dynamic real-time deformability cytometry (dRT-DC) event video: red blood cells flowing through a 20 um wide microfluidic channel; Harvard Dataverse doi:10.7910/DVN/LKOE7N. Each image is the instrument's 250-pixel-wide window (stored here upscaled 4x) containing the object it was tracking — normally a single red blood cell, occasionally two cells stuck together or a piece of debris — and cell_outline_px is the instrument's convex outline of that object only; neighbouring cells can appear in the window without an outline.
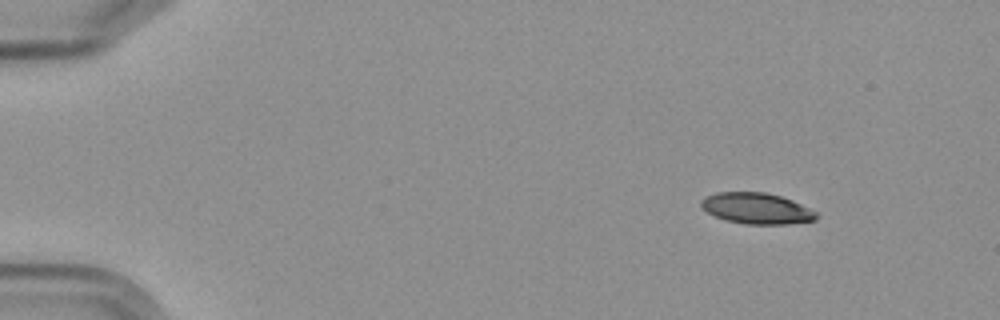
{"species": "Egyptian fruit bat (a non-hibernating species)", "species_latin": "Rousettus aegyptiacus", "temperature_condition": "cold", "stored_images_in_passage": 4, "camera_frame_rate_fps": 3000, "um_per_image_px": 0.085, "frame": {"image": 1, "passage_image": 1, "time_ms": 0.0, "image_size_px": [1000, 320], "cell_outline_px": [[816, 220], [788, 224], [748, 224], [724, 220], [708, 212], [700, 204], [700, 200], [704, 196], [716, 192], [764, 192], [780, 196], [792, 200], [816, 212]], "centroid_in_image_um": [64.28, 17.71], "position_along_channel_um": 20.7, "area_um2": 20.69}}
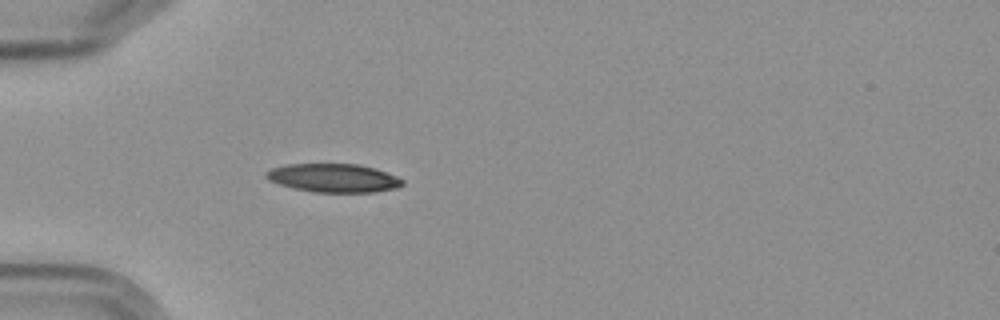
{"frame": {"image": 2, "passage_image": 4, "time_ms": 3.667, "image_size_px": [1000, 320], "cell_outline_px": [[404, 184], [396, 188], [376, 192], [312, 192], [292, 188], [268, 180], [264, 176], [264, 172], [272, 168], [288, 164], [356, 164], [372, 168], [396, 176], [404, 180]], "centroid_in_image_um": [28.31, 15.14], "position_along_channel_um": 56.7, "area_um2": 22.6}}